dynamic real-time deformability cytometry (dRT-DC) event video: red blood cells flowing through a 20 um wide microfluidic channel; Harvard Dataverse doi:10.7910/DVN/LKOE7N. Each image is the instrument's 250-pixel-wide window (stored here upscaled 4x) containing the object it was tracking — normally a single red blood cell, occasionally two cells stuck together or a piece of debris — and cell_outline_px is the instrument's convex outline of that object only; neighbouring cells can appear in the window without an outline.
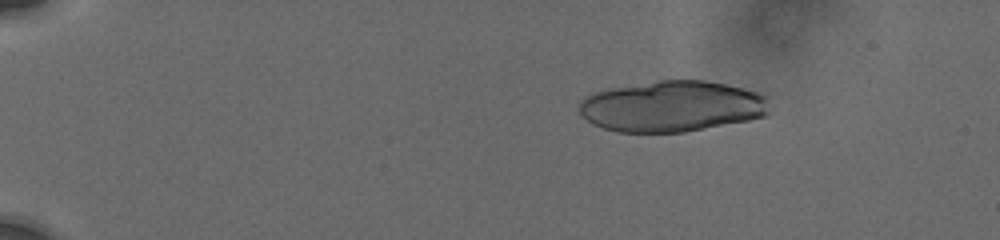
{"species": "human", "species_latin": "Homo sapiens", "temperature_condition": "cold", "stored_images_in_passage": 7, "camera_frame_rate_fps": 3000, "um_per_image_px": 0.085, "donor": {"sex": "male"}, "frame": {"image": 1, "passage_image": 1, "time_ms": 0.0, "image_size_px": [1000, 240], "cell_outline_px": [[768, 112], [764, 116], [748, 120], [684, 132], [616, 132], [592, 124], [580, 112], [580, 100], [584, 96], [592, 92], [612, 88], [660, 80], [704, 80], [744, 88], [760, 92], [768, 96]], "centroid_in_image_um": [57.12, 9.03], "position_along_channel_um": 27.9, "area_um2": 56.53}}